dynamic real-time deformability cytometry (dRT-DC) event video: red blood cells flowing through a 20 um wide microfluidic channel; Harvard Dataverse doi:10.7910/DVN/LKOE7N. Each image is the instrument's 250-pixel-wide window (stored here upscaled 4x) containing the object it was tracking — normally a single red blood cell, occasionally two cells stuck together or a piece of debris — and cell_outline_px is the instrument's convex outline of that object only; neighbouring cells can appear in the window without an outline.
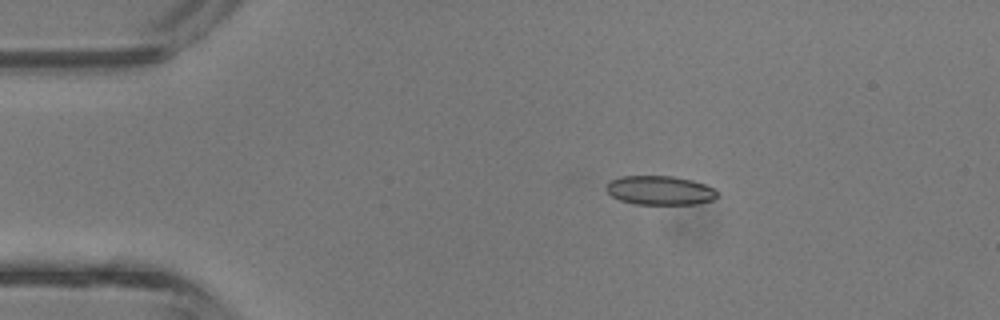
{"species": "common noctule bat (a hibernating species)", "species_latin": "Nyctalus noctula", "temperature_condition": "room temperature", "stored_images_in_passage": 36, "camera_frame_rate_fps": 3000, "um_per_image_px": 0.085, "animal": {"sex": "male", "body_mass_g": 13.3}, "frame": {"image": 1, "passage_image": 1, "time_ms": 0.0, "image_size_px": [1000, 320], "cell_outline_px": [[720, 196], [712, 200], [696, 204], [636, 204], [620, 200], [612, 196], [604, 188], [608, 180], [620, 176], [672, 176], [692, 180], [704, 184], [720, 192]], "centroid_in_image_um": [56.08, 16.18], "position_along_channel_um": 28.9, "area_um2": 19.02}}
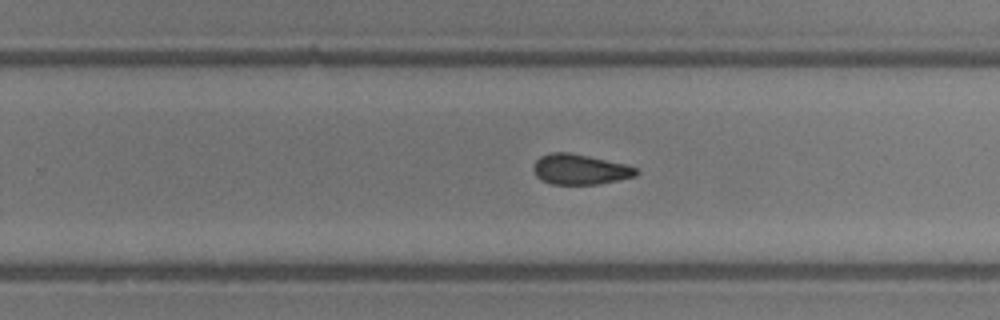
{"frame": {"image": 2, "passage_image": 20, "time_ms": 6.333, "image_size_px": [1000, 320], "cell_outline_px": [[640, 172], [636, 176], [600, 184], [552, 184], [540, 180], [536, 176], [532, 168], [532, 164], [540, 156], [552, 152], [568, 152], [588, 156], [624, 164], [636, 168]], "centroid_in_image_um": [49.26, 14.4], "position_along_channel_um": 280.5, "area_um2": 18.21}}
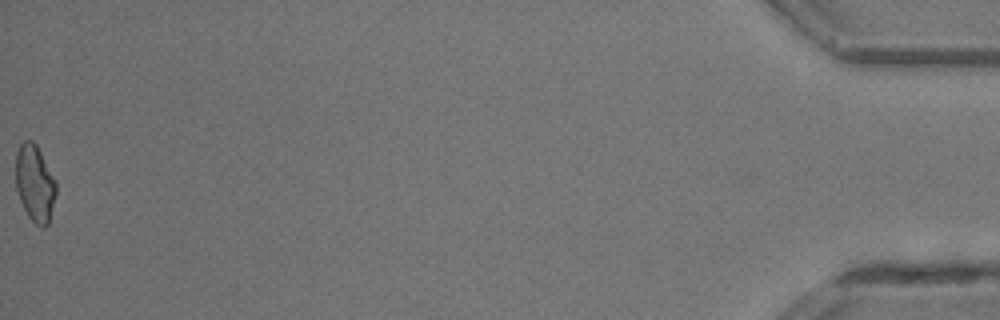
{"frame": {"image": 3, "passage_image": 36, "time_ms": 11.667, "image_size_px": [1000, 320], "cell_outline_px": [[56, 192], [48, 224], [44, 228], [40, 228], [28, 216], [20, 200], [16, 188], [16, 152], [20, 144], [24, 140], [32, 140], [36, 144], [56, 180]], "centroid_in_image_um": [2.96, 15.57], "position_along_channel_um": 432.2, "area_um2": 18.03}, "authors_computed_cell_mechanics": {"area_um2": 18.4382, "velocity_mm_per_s": 4.8434, "shape_relaxation_time_tau1_ms": null, "shape_relaxation_time_tau2_ms": 2.1749, "deformation_change_tau1": null, "deformation_change_tau2": 0.0795}}